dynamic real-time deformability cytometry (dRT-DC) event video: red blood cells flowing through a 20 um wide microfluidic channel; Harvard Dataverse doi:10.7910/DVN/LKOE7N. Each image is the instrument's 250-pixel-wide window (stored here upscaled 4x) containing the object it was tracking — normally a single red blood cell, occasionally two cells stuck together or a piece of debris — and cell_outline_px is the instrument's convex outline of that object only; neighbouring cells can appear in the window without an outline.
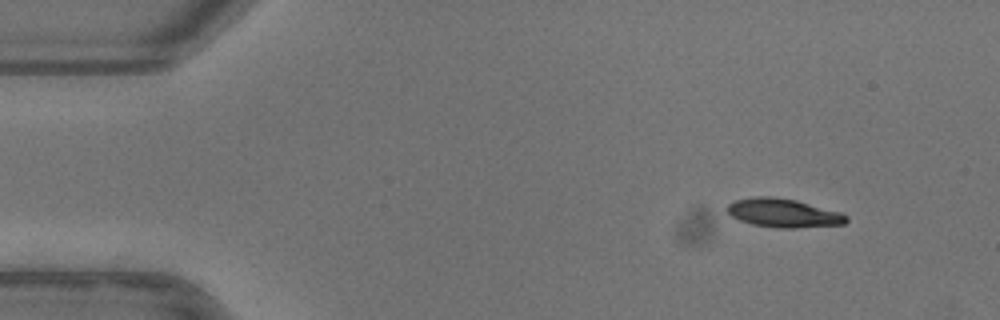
{"species": "common noctule bat (a hibernating species)", "species_latin": "Nyctalus noctula", "temperature_condition": "warm", "stored_images_in_passage": 52, "camera_frame_rate_fps": 3000, "um_per_image_px": 0.085, "animal": {"sex": "female"}, "frame": {"image": 1, "passage_image": 5, "time_ms": 1.333, "image_size_px": [1000, 320], "cell_outline_px": [[848, 220], [844, 224], [792, 228], [776, 228], [752, 224], [740, 220], [732, 216], [724, 208], [728, 204], [736, 200], [756, 196], [772, 196], [796, 200], [840, 212], [848, 216]], "centroid_in_image_um": [66.57, 18.1], "position_along_channel_um": 18.4, "area_um2": 19.88}}
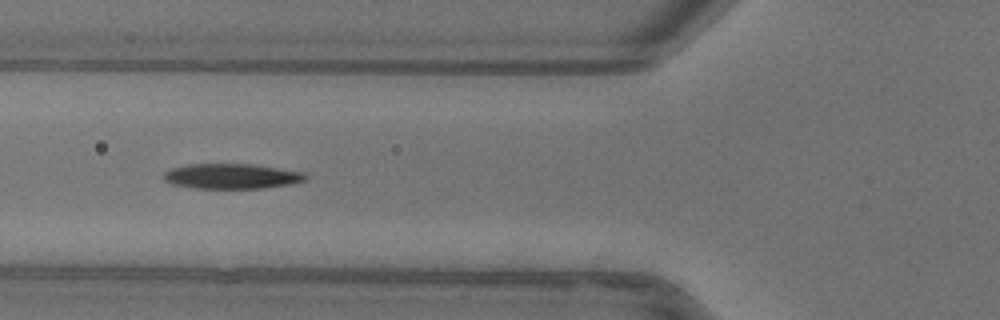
{"frame": {"image": 2, "passage_image": 19, "time_ms": 6.0, "image_size_px": [1000, 320], "cell_outline_px": [[304, 180], [288, 184], [264, 188], [196, 188], [172, 184], [164, 180], [164, 172], [172, 168], [188, 164], [252, 164], [300, 172], [304, 176]], "centroid_in_image_um": [19.59, 14.98], "position_along_channel_um": 106.2, "area_um2": 20.29}}
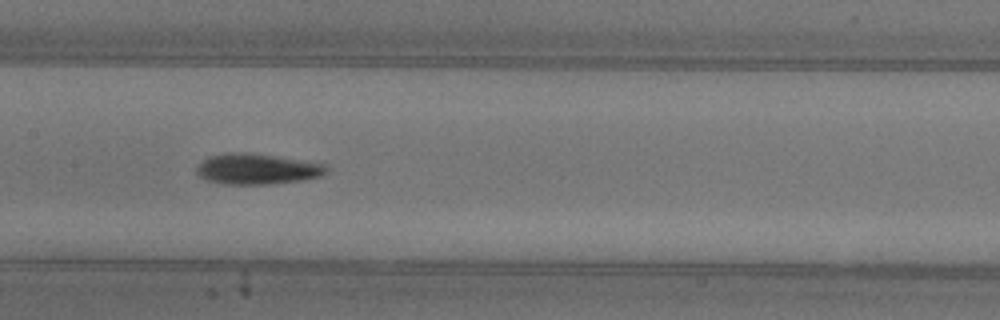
{"frame": {"image": 3, "passage_image": 25, "time_ms": 8.0, "image_size_px": [1000, 320], "cell_outline_px": [[328, 168], [320, 176], [300, 180], [268, 184], [224, 184], [204, 180], [196, 172], [196, 168], [208, 156], [224, 152], [248, 152], [324, 164]], "centroid_in_image_um": [21.76, 14.36], "position_along_channel_um": 185.6, "area_um2": 22.95}, "authors_computed_cell_mechanics": {"area_um2": 20.9525, "velocity_mm_per_s": 3.9516, "shape_relaxation_time_tau1_ms": 3.7552, "shape_relaxation_time_tau2_ms": 4.3889, "deformation_change_tau1": 0.1691, "deformation_change_tau2": 0.1135}}